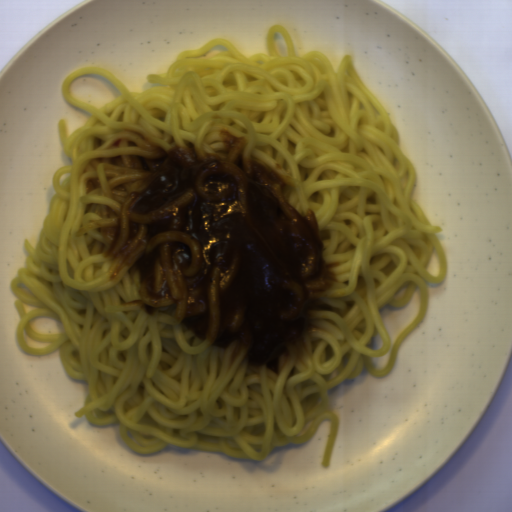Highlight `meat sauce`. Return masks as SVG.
Instances as JSON below:
<instances>
[{"mask_svg": "<svg viewBox=\"0 0 512 512\" xmlns=\"http://www.w3.org/2000/svg\"><path fill=\"white\" fill-rule=\"evenodd\" d=\"M223 150L142 143L141 154L107 160L112 197L99 224L109 275L137 276L147 314L172 317L199 338L241 341L252 367L274 373L302 338L305 302L336 281L322 255L314 210L285 199L273 169L244 153L245 137L221 129Z\"/></svg>", "mask_w": 512, "mask_h": 512, "instance_id": "meat-sauce-1", "label": "meat sauce"}]
</instances>
